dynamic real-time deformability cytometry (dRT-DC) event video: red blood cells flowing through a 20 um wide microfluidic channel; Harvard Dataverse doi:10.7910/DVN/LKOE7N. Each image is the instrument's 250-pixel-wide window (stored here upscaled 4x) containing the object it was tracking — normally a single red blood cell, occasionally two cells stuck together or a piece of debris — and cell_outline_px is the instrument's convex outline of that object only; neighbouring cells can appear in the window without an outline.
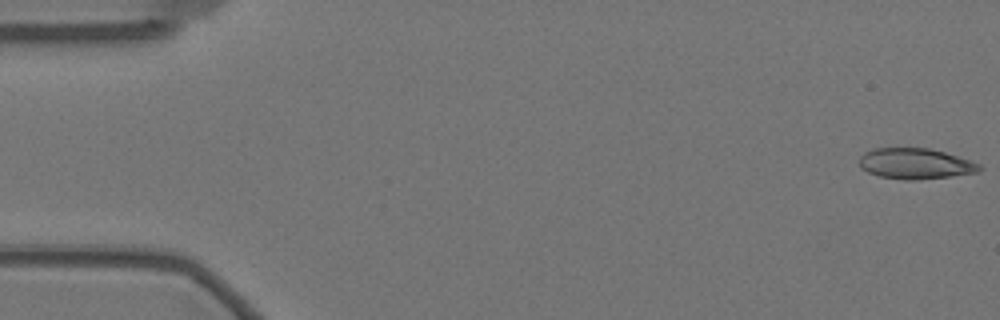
{"species": "Egyptian fruit bat (a non-hibernating species)", "species_latin": "Rousettus aegyptiacus", "temperature_condition": "warm", "stored_images_in_passage": 15, "camera_frame_rate_fps": 3000, "um_per_image_px": 0.085, "animal": {"sex": "female"}, "frame": {"image": 1, "passage_image": 1, "time_ms": 0.0, "image_size_px": [1000, 320], "cell_outline_px": [[984, 168], [980, 172], [916, 180], [904, 180], [880, 176], [868, 172], [860, 168], [860, 156], [864, 152], [872, 148], [928, 148], [944, 152], [980, 164]], "centroid_in_image_um": [77.79, 13.91], "position_along_channel_um": 7.2, "area_um2": 21.44}}
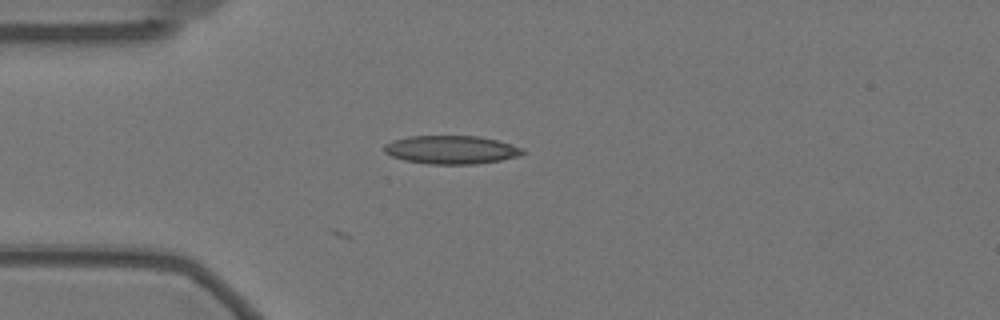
{"frame": {"image": 2, "passage_image": 15, "time_ms": 4.667, "image_size_px": [1000, 320], "cell_outline_px": [[528, 152], [520, 156], [500, 160], [476, 164], [428, 164], [404, 160], [392, 156], [384, 152], [384, 144], [392, 140], [408, 136], [476, 136], [496, 140], [524, 148]], "centroid_in_image_um": [38.37, 12.73], "position_along_channel_um": 46.6, "area_um2": 23.0}}